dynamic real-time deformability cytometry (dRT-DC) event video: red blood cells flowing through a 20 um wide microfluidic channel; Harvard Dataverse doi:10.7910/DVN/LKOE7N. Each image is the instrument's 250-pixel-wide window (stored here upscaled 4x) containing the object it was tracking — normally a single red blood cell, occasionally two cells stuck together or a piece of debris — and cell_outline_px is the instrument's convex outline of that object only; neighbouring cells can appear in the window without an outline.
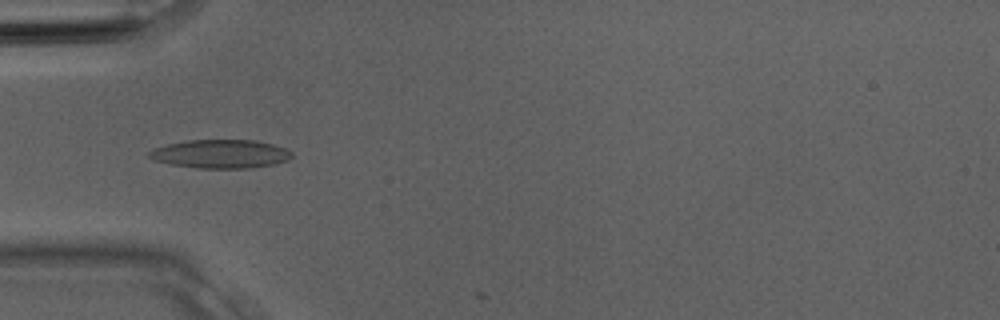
{"species": "Egyptian fruit bat (a non-hibernating species)", "species_latin": "Rousettus aegyptiacus", "temperature_condition": "room temperature", "stored_images_in_passage": 3, "camera_frame_rate_fps": 3000, "um_per_image_px": 0.085, "animal": {"sex": "male"}, "frame": {"image": 1, "passage_image": 3, "time_ms": 0.667, "image_size_px": [1000, 320], "cell_outline_px": [[292, 156], [288, 160], [272, 164], [252, 168], [200, 168], [172, 164], [152, 160], [148, 156], [148, 152], [156, 148], [168, 144], [188, 140], [256, 140], [272, 144], [284, 148], [292, 152]], "centroid_in_image_um": [18.75, 13.08], "position_along_channel_um": 66.2, "area_um2": 23.58}}